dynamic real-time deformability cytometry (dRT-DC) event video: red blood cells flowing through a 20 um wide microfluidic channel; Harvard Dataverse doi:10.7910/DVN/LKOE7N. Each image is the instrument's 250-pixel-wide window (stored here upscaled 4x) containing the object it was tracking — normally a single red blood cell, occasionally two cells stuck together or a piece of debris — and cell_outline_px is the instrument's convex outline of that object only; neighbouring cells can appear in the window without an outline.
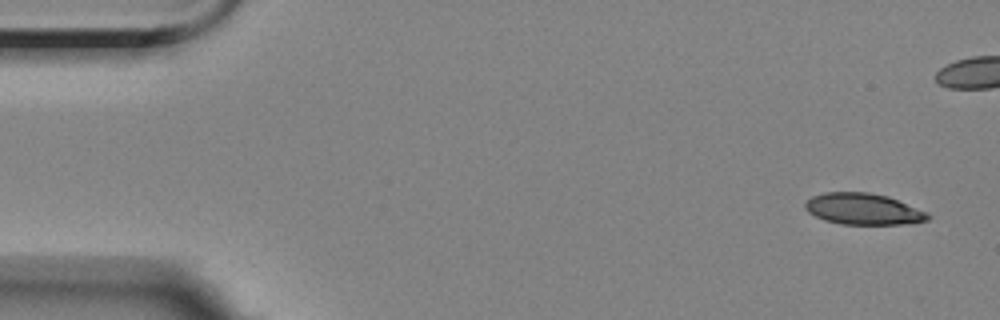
{"species": "Egyptian fruit bat (a non-hibernating species)", "species_latin": "Rousettus aegyptiacus", "temperature_condition": "room temperature", "stored_images_in_passage": 4, "camera_frame_rate_fps": 3000, "um_per_image_px": 0.085, "animal": {"sex": "female"}, "frame": {"image": 1, "passage_image": 1, "time_ms": 0.0, "image_size_px": [1000, 320], "cell_outline_px": [[932, 216], [928, 220], [912, 224], [840, 224], [824, 220], [808, 212], [804, 208], [804, 204], [812, 196], [824, 192], [868, 192], [888, 196], [928, 212]], "centroid_in_image_um": [73.4, 17.77], "position_along_channel_um": 11.6, "area_um2": 22.6}}